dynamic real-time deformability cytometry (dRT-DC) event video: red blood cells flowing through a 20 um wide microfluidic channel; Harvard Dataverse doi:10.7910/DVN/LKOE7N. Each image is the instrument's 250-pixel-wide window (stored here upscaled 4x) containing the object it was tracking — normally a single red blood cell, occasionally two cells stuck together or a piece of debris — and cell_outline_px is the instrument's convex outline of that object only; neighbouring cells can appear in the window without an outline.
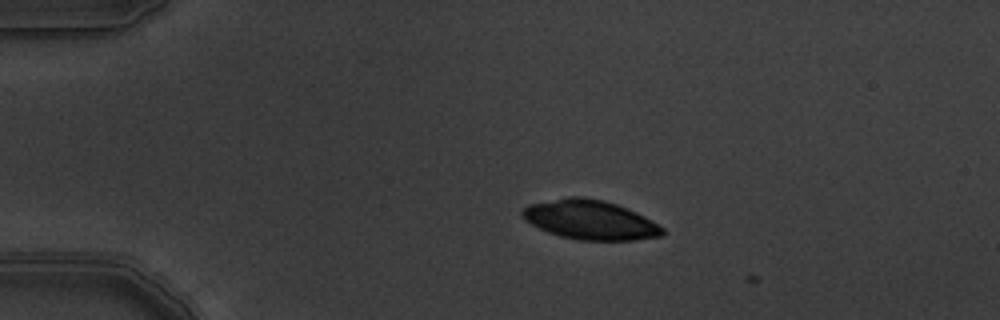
{"species": "common noctule bat (a hibernating species)", "species_latin": "Nyctalus noctula", "temperature_condition": "warm", "stored_images_in_passage": 2, "camera_frame_rate_fps": 3000, "um_per_image_px": 0.085, "animal": {"sex": "male", "body_mass_g": 19.5, "forearm_length_mm": 54.6}, "frame": {"image": 1, "passage_image": 1, "time_ms": 0.0, "image_size_px": [1000, 320], "cell_outline_px": [[664, 236], [636, 240], [576, 240], [560, 236], [548, 232], [532, 224], [520, 212], [528, 204], [568, 196], [580, 196], [604, 200], [628, 208], [652, 220], [664, 228]], "centroid_in_image_um": [50.2, 18.68], "position_along_channel_um": 34.8, "area_um2": 32.19}}